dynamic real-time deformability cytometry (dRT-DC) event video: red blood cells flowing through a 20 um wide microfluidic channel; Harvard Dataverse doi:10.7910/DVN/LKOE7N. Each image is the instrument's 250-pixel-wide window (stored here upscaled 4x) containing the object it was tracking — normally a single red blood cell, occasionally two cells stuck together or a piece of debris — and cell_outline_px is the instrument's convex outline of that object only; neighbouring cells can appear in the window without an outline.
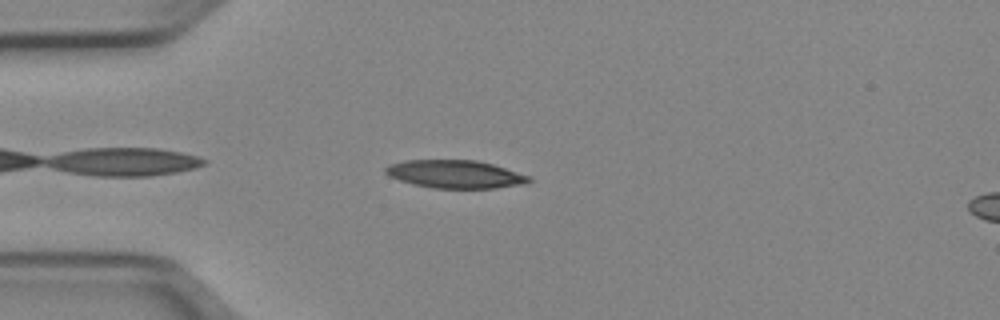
{"species": "Egyptian fruit bat (a non-hibernating species)", "species_latin": "Rousettus aegyptiacus", "temperature_condition": "cold", "stored_images_in_passage": 41, "camera_frame_rate_fps": 3000, "um_per_image_px": 0.085, "animal": {"sex": "female"}, "frame": {"image": 1, "passage_image": 4, "time_ms": 1.0, "image_size_px": [1000, 320], "cell_outline_px": [[532, 180], [528, 184], [496, 188], [432, 188], [412, 184], [388, 176], [384, 172], [384, 168], [388, 164], [404, 160], [476, 160], [492, 164], [532, 176]], "centroid_in_image_um": [38.7, 14.81], "position_along_channel_um": 46.3, "area_um2": 23.7}}
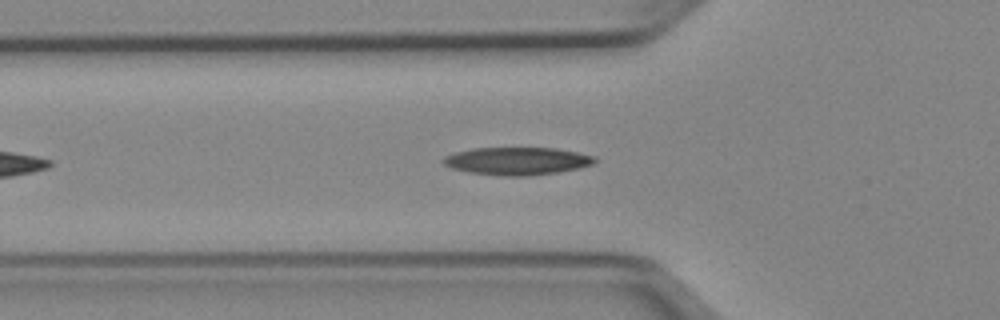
{"frame": {"image": 2, "passage_image": 8, "time_ms": 2.333, "image_size_px": [1000, 320], "cell_outline_px": [[596, 160], [592, 164], [580, 168], [560, 172], [528, 176], [504, 176], [468, 172], [452, 168], [444, 164], [440, 160], [444, 156], [456, 152], [472, 148], [556, 148], [596, 156]], "centroid_in_image_um": [43.95, 13.69], "position_along_channel_um": 81.8, "area_um2": 24.57}}
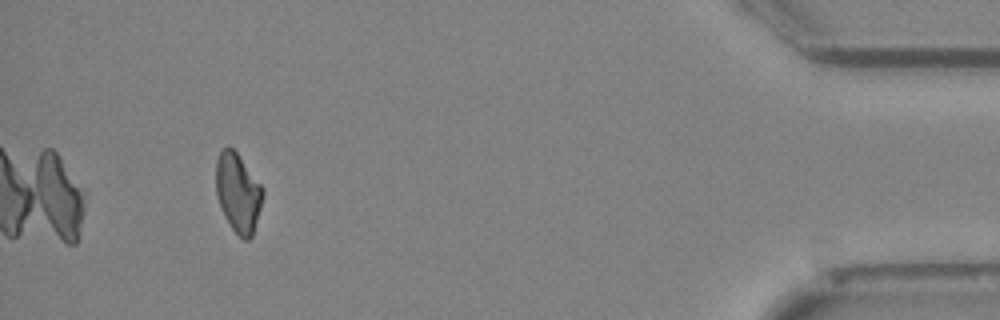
{"frame": {"image": 3, "passage_image": 38, "time_ms": 12.333, "image_size_px": [1000, 320], "cell_outline_px": [[264, 196], [252, 236], [248, 240], [244, 240], [232, 228], [224, 216], [216, 196], [216, 160], [220, 152], [228, 144], [236, 152], [264, 188]], "centroid_in_image_um": [20.23, 16.37], "position_along_channel_um": 415.0, "area_um2": 21.56}, "authors_computed_cell_mechanics": {"area_um2": 23.0044, "velocity_mm_per_s": 3.9763, "shape_relaxation_time_tau1_ms": null, "shape_relaxation_time_tau2_ms": 9.2622, "deformation_change_tau1": null, "deformation_change_tau2": 0.1952}}